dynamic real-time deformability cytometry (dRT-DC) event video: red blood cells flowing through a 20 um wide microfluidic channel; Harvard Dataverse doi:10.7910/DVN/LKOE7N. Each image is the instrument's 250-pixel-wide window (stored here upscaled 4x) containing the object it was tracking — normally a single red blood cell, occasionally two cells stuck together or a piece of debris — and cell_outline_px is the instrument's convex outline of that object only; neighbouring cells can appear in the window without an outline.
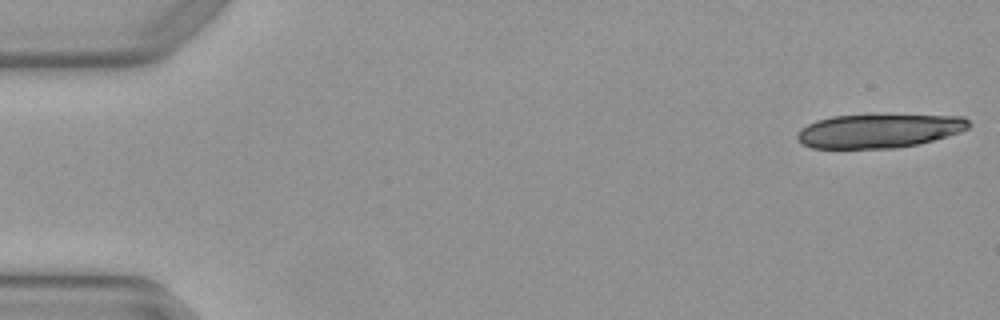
{"species": "Egyptian fruit bat (a non-hibernating species)", "species_latin": "Rousettus aegyptiacus", "temperature_condition": "warm", "stored_images_in_passage": 4, "camera_frame_rate_fps": 3000, "um_per_image_px": 0.085, "animal": {"sex": "female"}, "frame": {"image": 1, "passage_image": 1, "time_ms": 0.0, "image_size_px": [1000, 320], "cell_outline_px": [[972, 124], [968, 128], [960, 132], [932, 140], [916, 144], [896, 148], [812, 148], [800, 144], [796, 140], [796, 136], [800, 128], [816, 120], [832, 116], [868, 112], [964, 116]], "centroid_in_image_um": [74.69, 11.07], "position_along_channel_um": 10.3, "area_um2": 35.32}}